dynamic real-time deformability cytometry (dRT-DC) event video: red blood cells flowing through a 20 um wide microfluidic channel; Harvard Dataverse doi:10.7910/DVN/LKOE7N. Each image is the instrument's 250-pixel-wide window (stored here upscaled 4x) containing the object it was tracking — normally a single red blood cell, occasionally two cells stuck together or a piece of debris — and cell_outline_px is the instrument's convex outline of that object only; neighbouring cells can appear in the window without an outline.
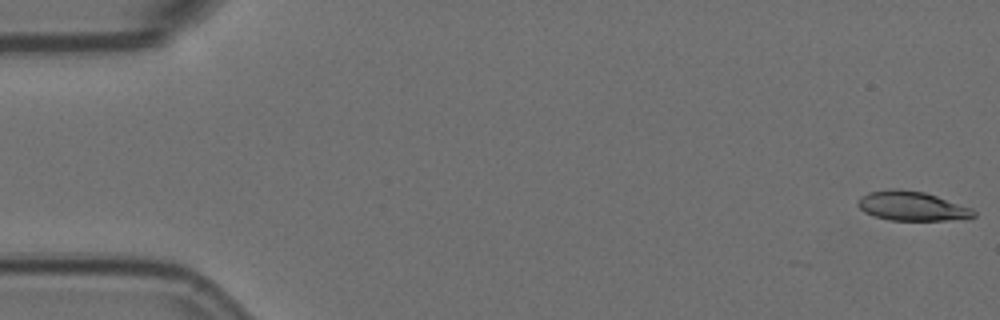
{"species": "Egyptian fruit bat (a non-hibernating species)", "species_latin": "Rousettus aegyptiacus", "temperature_condition": "room temperature", "stored_images_in_passage": 2, "camera_frame_rate_fps": 3000, "um_per_image_px": 0.085, "animal": {"sex": "female"}, "frame": {"image": 1, "passage_image": 2, "time_ms": 0.333, "image_size_px": [1000, 320], "cell_outline_px": [[976, 216], [944, 220], [888, 220], [872, 216], [864, 212], [856, 204], [860, 196], [868, 192], [892, 188], [900, 188], [924, 192], [972, 208], [976, 212]], "centroid_in_image_um": [77.44, 17.5], "position_along_channel_um": 7.6, "area_um2": 19.83}}